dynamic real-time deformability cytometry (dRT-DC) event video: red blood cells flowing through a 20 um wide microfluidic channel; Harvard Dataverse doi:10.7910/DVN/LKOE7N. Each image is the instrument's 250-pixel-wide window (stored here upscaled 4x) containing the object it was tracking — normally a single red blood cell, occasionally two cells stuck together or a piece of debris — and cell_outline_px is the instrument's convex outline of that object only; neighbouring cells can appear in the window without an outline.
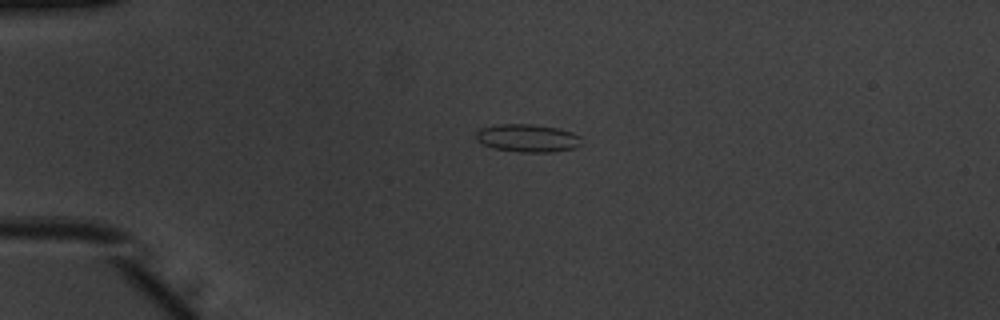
{"species": "common noctule bat (a hibernating species)", "species_latin": "Nyctalus noctula", "temperature_condition": "warm", "stored_images_in_passage": 40, "camera_frame_rate_fps": 3000, "um_per_image_px": 0.085, "animal": {"sex": "male", "body_mass_g": 20.1, "forearm_length_mm": 53.5}, "frame": {"image": 1, "passage_image": 1, "time_ms": 0.0, "image_size_px": [1000, 320], "cell_outline_px": [[580, 144], [576, 148], [552, 152], [520, 152], [496, 148], [484, 144], [476, 140], [476, 132], [480, 128], [496, 124], [532, 124], [556, 128], [572, 132], [580, 136]], "centroid_in_image_um": [44.84, 11.73], "position_along_channel_um": 40.2, "area_um2": 17.05}}
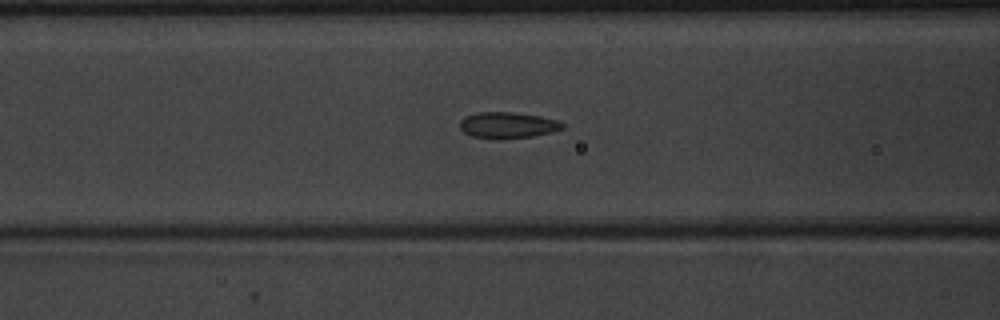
{"frame": {"image": 2, "passage_image": 10, "time_ms": 3.0, "image_size_px": [1000, 320], "cell_outline_px": [[564, 128], [552, 132], [532, 136], [496, 140], [472, 136], [464, 132], [460, 128], [460, 120], [476, 112], [512, 112], [540, 116], [560, 120], [564, 124]], "centroid_in_image_um": [43.17, 10.64], "position_along_channel_um": 123.4, "area_um2": 15.78}}
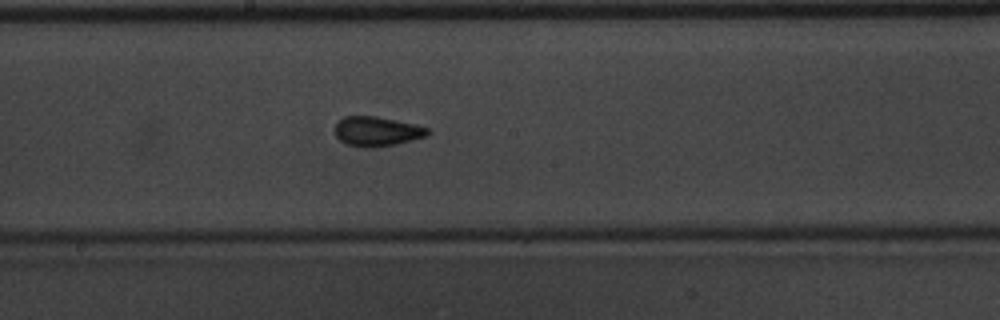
{"frame": {"image": 3, "passage_image": 17, "time_ms": 5.333, "image_size_px": [1000, 320], "cell_outline_px": [[432, 132], [428, 136], [396, 144], [376, 148], [360, 148], [344, 144], [336, 136], [336, 124], [344, 116], [376, 116], [412, 124], [428, 128]], "centroid_in_image_um": [32.03, 11.19], "position_along_channel_um": 216.2, "area_um2": 16.13}, "authors_computed_cell_mechanics": {"area_um2": 15.3748, "velocity_mm_per_s": 3.9637, "shape_relaxation_time_tau1_ms": 3.8117, "shape_relaxation_time_tau2_ms": 1.6806, "deformation_change_tau1": 0.133, "deformation_change_tau2": 0.0787}}